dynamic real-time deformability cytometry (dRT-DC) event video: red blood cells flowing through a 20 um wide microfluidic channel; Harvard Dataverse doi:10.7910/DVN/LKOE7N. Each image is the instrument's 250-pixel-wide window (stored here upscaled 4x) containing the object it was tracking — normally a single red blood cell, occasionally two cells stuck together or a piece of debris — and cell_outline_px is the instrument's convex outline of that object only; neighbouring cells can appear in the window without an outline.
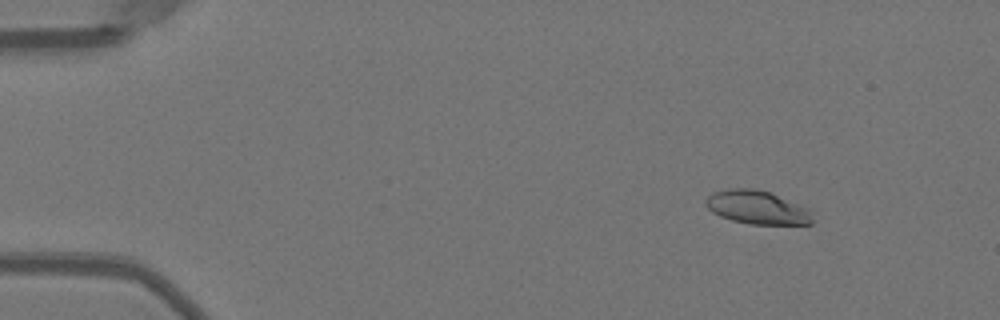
{"species": "Egyptian fruit bat (a non-hibernating species)", "species_latin": "Rousettus aegyptiacus", "temperature_condition": "warm", "stored_images_in_passage": 52, "camera_frame_rate_fps": 3000, "um_per_image_px": 0.085, "animal": {"sex": "female"}, "frame": {"image": 1, "passage_image": 7, "time_ms": 2.0, "image_size_px": [1000, 320], "cell_outline_px": [[816, 208], [812, 224], [748, 224], [732, 220], [720, 216], [712, 212], [704, 204], [704, 200], [712, 192], [728, 188], [752, 188], [772, 192]], "centroid_in_image_um": [64.48, 17.61], "position_along_channel_um": 20.5, "area_um2": 21.85}}
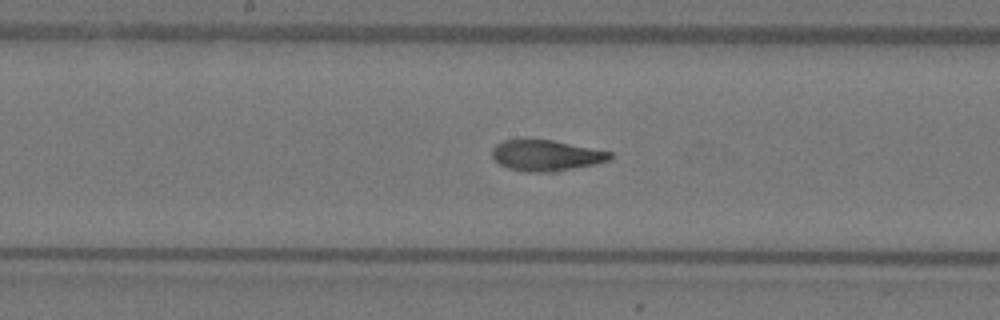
{"frame": {"image": 2, "passage_image": 28, "time_ms": 9.0, "image_size_px": [1000, 320], "cell_outline_px": [[612, 156], [608, 160], [596, 164], [556, 172], [528, 172], [508, 168], [500, 164], [492, 156], [492, 148], [496, 144], [504, 140], [552, 140], [612, 152]], "centroid_in_image_um": [46.42, 13.22], "position_along_channel_um": 201.8, "area_um2": 21.1}}
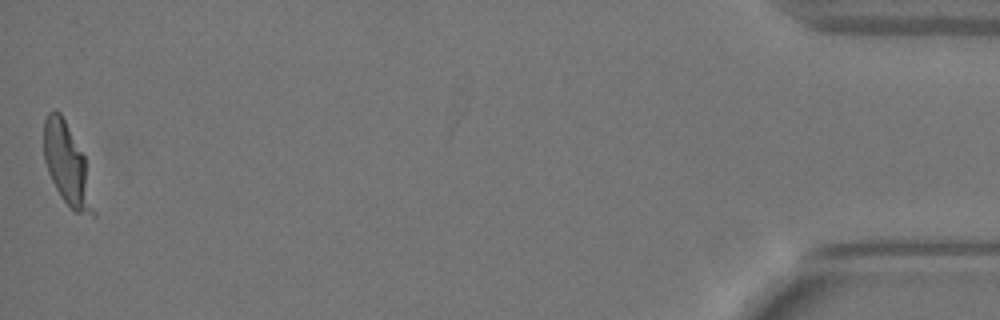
{"frame": {"image": 3, "passage_image": 52, "time_ms": 17.0, "image_size_px": [1000, 320], "cell_outline_px": [[96, 216], [92, 216], [76, 212], [60, 196], [48, 172], [44, 160], [44, 120], [48, 112], [56, 108], [60, 112], [84, 156], [96, 212]], "centroid_in_image_um": [5.7, 14.0], "position_along_channel_um": 429.5, "area_um2": 23.24}, "authors_computed_cell_mechanics": {"area_um2": 22.1374, "velocity_mm_per_s": 3.9905, "shape_relaxation_time_tau1_ms": 5.0804, "shape_relaxation_time_tau2_ms": 0.8612, "deformation_change_tau1": 0.2084, "deformation_change_tau2": 0.0637}}